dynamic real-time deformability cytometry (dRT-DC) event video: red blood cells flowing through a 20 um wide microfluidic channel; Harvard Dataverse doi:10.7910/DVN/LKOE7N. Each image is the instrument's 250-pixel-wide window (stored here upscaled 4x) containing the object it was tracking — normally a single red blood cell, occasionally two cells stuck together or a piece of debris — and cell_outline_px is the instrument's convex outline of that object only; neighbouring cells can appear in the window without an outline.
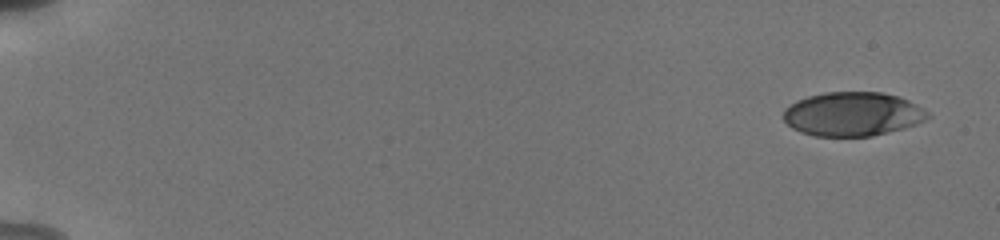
{"species": "human", "species_latin": "Homo sapiens", "temperature_condition": "cold", "stored_images_in_passage": 25, "camera_frame_rate_fps": 3000, "um_per_image_px": 0.085, "donor": {"sex": "male"}, "frame": {"image": 1, "passage_image": 1, "time_ms": 0.0, "image_size_px": [1000, 240], "cell_outline_px": [[932, 116], [916, 124], [904, 128], [872, 136], [816, 136], [800, 132], [792, 128], [784, 120], [784, 108], [796, 100], [808, 96], [824, 92], [880, 92], [900, 96], [908, 100], [928, 112]], "centroid_in_image_um": [72.46, 9.69], "position_along_channel_um": 12.5, "area_um2": 37.05}}
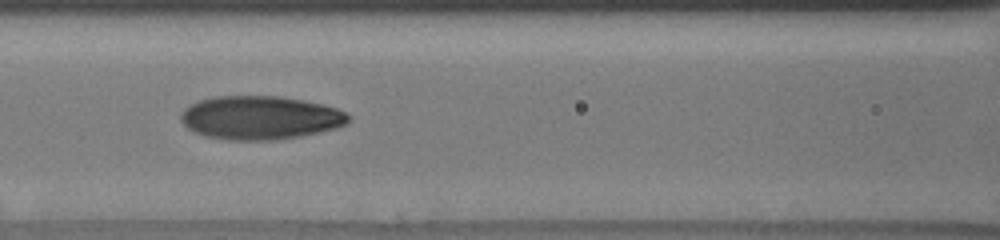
{"frame": {"image": 2, "passage_image": 22, "time_ms": 8.0, "image_size_px": [1000, 240], "cell_outline_px": [[352, 116], [348, 124], [336, 128], [320, 132], [300, 136], [272, 140], [228, 140], [204, 136], [188, 128], [180, 120], [180, 112], [184, 108], [200, 100], [216, 96], [280, 96], [304, 100], [324, 104], [336, 108]], "centroid_in_image_um": [22.14, 10.0], "position_along_channel_um": 144.5, "area_um2": 42.77}}
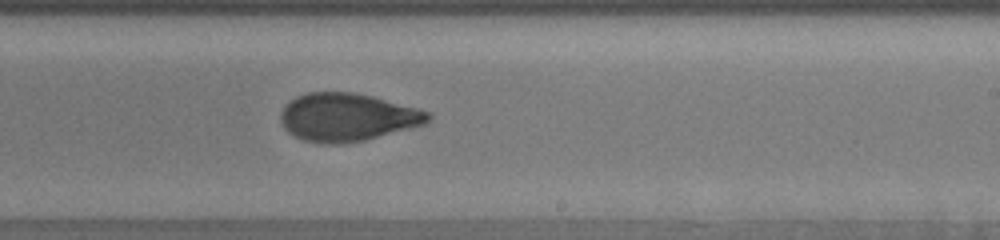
{"frame": {"image": 3, "passage_image": 25, "time_ms": 11.0, "image_size_px": [1000, 240], "cell_outline_px": [[432, 116], [424, 124], [364, 140], [344, 144], [324, 144], [304, 140], [288, 132], [284, 128], [280, 120], [280, 112], [296, 96], [308, 92], [356, 92], [372, 96], [432, 112]], "centroid_in_image_um": [29.51, 9.96], "position_along_channel_um": 259.5, "area_um2": 41.04}}